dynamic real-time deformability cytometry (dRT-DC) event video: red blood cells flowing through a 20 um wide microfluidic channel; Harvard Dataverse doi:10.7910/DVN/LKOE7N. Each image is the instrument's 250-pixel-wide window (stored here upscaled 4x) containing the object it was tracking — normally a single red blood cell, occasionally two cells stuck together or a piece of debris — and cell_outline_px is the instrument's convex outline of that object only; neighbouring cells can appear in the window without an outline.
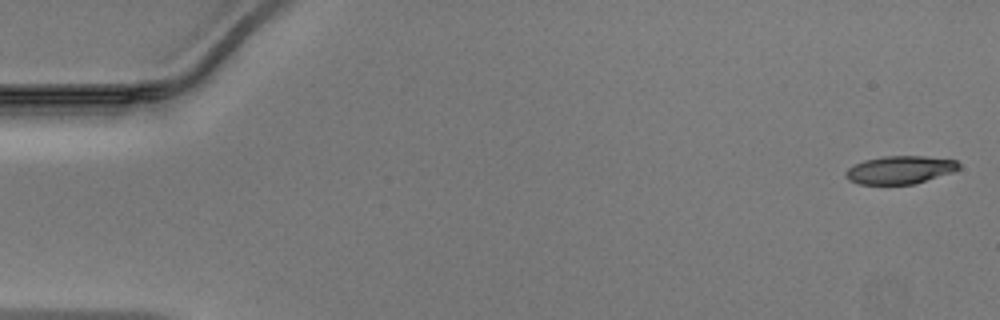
{"species": "Egyptian fruit bat (a non-hibernating species)", "species_latin": "Rousettus aegyptiacus", "temperature_condition": "warm", "stored_images_in_passage": 48, "camera_frame_rate_fps": 3000, "um_per_image_px": 0.085, "animal": {"sex": "male"}, "frame": {"image": 1, "passage_image": 1, "time_ms": 0.0, "image_size_px": [1000, 320], "cell_outline_px": [[960, 168], [952, 172], [912, 184], [860, 184], [848, 180], [844, 176], [844, 172], [852, 164], [864, 160], [880, 156], [924, 156], [956, 160], [960, 164]], "centroid_in_image_um": [76.44, 14.43], "position_along_channel_um": 8.6, "area_um2": 18.5}}
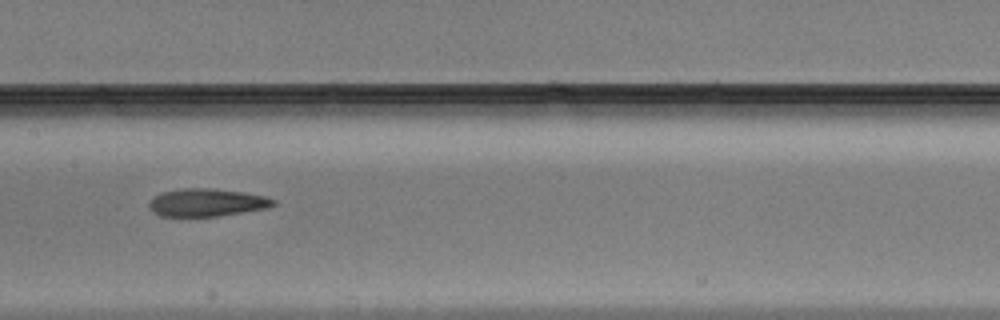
{"frame": {"image": 2, "passage_image": 24, "time_ms": 7.667, "image_size_px": [1000, 320], "cell_outline_px": [[276, 204], [268, 208], [216, 216], [160, 216], [152, 212], [148, 208], [148, 204], [156, 196], [164, 192], [180, 188], [208, 188], [244, 192], [264, 196], [276, 200]], "centroid_in_image_um": [17.58, 17.21], "position_along_channel_um": 189.8, "area_um2": 20.0}}
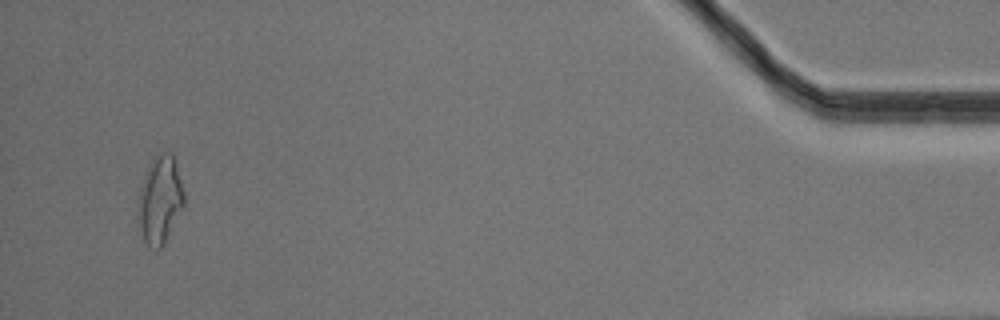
{"frame": {"image": 3, "passage_image": 46, "time_ms": 15.0, "image_size_px": [1000, 320], "cell_outline_px": [[184, 204], [164, 244], [156, 252], [144, 240], [136, 220], [136, 216], [140, 188], [144, 176], [152, 156], [164, 152], [172, 152], [184, 192]], "centroid_in_image_um": [13.56, 17.0], "position_along_channel_um": 421.6, "area_um2": 23.58}}